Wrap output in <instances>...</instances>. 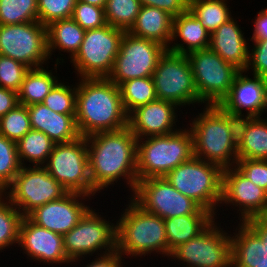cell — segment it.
<instances>
[{"label": "cell", "mask_w": 267, "mask_h": 267, "mask_svg": "<svg viewBox=\"0 0 267 267\" xmlns=\"http://www.w3.org/2000/svg\"><path fill=\"white\" fill-rule=\"evenodd\" d=\"M137 140L128 126L86 137L93 196L121 178L128 184L131 195L134 193L138 183Z\"/></svg>", "instance_id": "1"}, {"label": "cell", "mask_w": 267, "mask_h": 267, "mask_svg": "<svg viewBox=\"0 0 267 267\" xmlns=\"http://www.w3.org/2000/svg\"><path fill=\"white\" fill-rule=\"evenodd\" d=\"M75 119L83 137L127 127L119 86L108 78H79Z\"/></svg>", "instance_id": "2"}, {"label": "cell", "mask_w": 267, "mask_h": 267, "mask_svg": "<svg viewBox=\"0 0 267 267\" xmlns=\"http://www.w3.org/2000/svg\"><path fill=\"white\" fill-rule=\"evenodd\" d=\"M238 122V118L225 113L219 106L204 105L203 111L189 120L194 156L222 169L235 166Z\"/></svg>", "instance_id": "3"}, {"label": "cell", "mask_w": 267, "mask_h": 267, "mask_svg": "<svg viewBox=\"0 0 267 267\" xmlns=\"http://www.w3.org/2000/svg\"><path fill=\"white\" fill-rule=\"evenodd\" d=\"M117 219V251L127 258L153 254L168 259V242L164 219L146 212L131 197ZM130 257H129V256Z\"/></svg>", "instance_id": "4"}, {"label": "cell", "mask_w": 267, "mask_h": 267, "mask_svg": "<svg viewBox=\"0 0 267 267\" xmlns=\"http://www.w3.org/2000/svg\"><path fill=\"white\" fill-rule=\"evenodd\" d=\"M167 135L150 136L137 140L138 181L165 177L171 170L193 156V139L189 128Z\"/></svg>", "instance_id": "5"}, {"label": "cell", "mask_w": 267, "mask_h": 267, "mask_svg": "<svg viewBox=\"0 0 267 267\" xmlns=\"http://www.w3.org/2000/svg\"><path fill=\"white\" fill-rule=\"evenodd\" d=\"M222 174L220 166L193 156L171 170L165 178L176 190L218 219L216 209H219L222 199Z\"/></svg>", "instance_id": "6"}, {"label": "cell", "mask_w": 267, "mask_h": 267, "mask_svg": "<svg viewBox=\"0 0 267 267\" xmlns=\"http://www.w3.org/2000/svg\"><path fill=\"white\" fill-rule=\"evenodd\" d=\"M125 31L109 24L86 30L76 55L69 60L78 78H108ZM77 71V72H76Z\"/></svg>", "instance_id": "7"}, {"label": "cell", "mask_w": 267, "mask_h": 267, "mask_svg": "<svg viewBox=\"0 0 267 267\" xmlns=\"http://www.w3.org/2000/svg\"><path fill=\"white\" fill-rule=\"evenodd\" d=\"M95 211L91 206L79 223L63 235L65 254L75 265L81 260L83 263L87 256L104 255L117 249V224Z\"/></svg>", "instance_id": "8"}, {"label": "cell", "mask_w": 267, "mask_h": 267, "mask_svg": "<svg viewBox=\"0 0 267 267\" xmlns=\"http://www.w3.org/2000/svg\"><path fill=\"white\" fill-rule=\"evenodd\" d=\"M194 76L199 104L218 106L228 95L239 71L210 48L187 54Z\"/></svg>", "instance_id": "9"}, {"label": "cell", "mask_w": 267, "mask_h": 267, "mask_svg": "<svg viewBox=\"0 0 267 267\" xmlns=\"http://www.w3.org/2000/svg\"><path fill=\"white\" fill-rule=\"evenodd\" d=\"M68 191L43 166H22L3 194L27 217L36 208L64 196Z\"/></svg>", "instance_id": "10"}, {"label": "cell", "mask_w": 267, "mask_h": 267, "mask_svg": "<svg viewBox=\"0 0 267 267\" xmlns=\"http://www.w3.org/2000/svg\"><path fill=\"white\" fill-rule=\"evenodd\" d=\"M43 167L68 192L93 196L86 137L81 136L69 143L55 144Z\"/></svg>", "instance_id": "11"}, {"label": "cell", "mask_w": 267, "mask_h": 267, "mask_svg": "<svg viewBox=\"0 0 267 267\" xmlns=\"http://www.w3.org/2000/svg\"><path fill=\"white\" fill-rule=\"evenodd\" d=\"M220 225L214 220L197 237L175 248L168 260H178L182 267H232L231 234Z\"/></svg>", "instance_id": "12"}, {"label": "cell", "mask_w": 267, "mask_h": 267, "mask_svg": "<svg viewBox=\"0 0 267 267\" xmlns=\"http://www.w3.org/2000/svg\"><path fill=\"white\" fill-rule=\"evenodd\" d=\"M157 99L178 107L194 106L199 97L187 55L166 51L152 74Z\"/></svg>", "instance_id": "13"}, {"label": "cell", "mask_w": 267, "mask_h": 267, "mask_svg": "<svg viewBox=\"0 0 267 267\" xmlns=\"http://www.w3.org/2000/svg\"><path fill=\"white\" fill-rule=\"evenodd\" d=\"M0 55L30 69L45 67L49 63L47 26L39 21L0 25Z\"/></svg>", "instance_id": "14"}, {"label": "cell", "mask_w": 267, "mask_h": 267, "mask_svg": "<svg viewBox=\"0 0 267 267\" xmlns=\"http://www.w3.org/2000/svg\"><path fill=\"white\" fill-rule=\"evenodd\" d=\"M129 197L146 212L162 219L191 214H212L176 190L165 177L139 180L134 193Z\"/></svg>", "instance_id": "15"}, {"label": "cell", "mask_w": 267, "mask_h": 267, "mask_svg": "<svg viewBox=\"0 0 267 267\" xmlns=\"http://www.w3.org/2000/svg\"><path fill=\"white\" fill-rule=\"evenodd\" d=\"M167 48L154 40L140 38L125 32L108 79L121 83L143 77H152Z\"/></svg>", "instance_id": "16"}, {"label": "cell", "mask_w": 267, "mask_h": 267, "mask_svg": "<svg viewBox=\"0 0 267 267\" xmlns=\"http://www.w3.org/2000/svg\"><path fill=\"white\" fill-rule=\"evenodd\" d=\"M223 204L226 208L227 206H232L235 210L239 208L237 218L240 222H245L252 217L267 215V191L256 186L235 166L226 168L222 174L220 207Z\"/></svg>", "instance_id": "17"}, {"label": "cell", "mask_w": 267, "mask_h": 267, "mask_svg": "<svg viewBox=\"0 0 267 267\" xmlns=\"http://www.w3.org/2000/svg\"><path fill=\"white\" fill-rule=\"evenodd\" d=\"M245 74L246 70L237 72L228 95L218 106L238 119L263 117L267 112V78Z\"/></svg>", "instance_id": "18"}, {"label": "cell", "mask_w": 267, "mask_h": 267, "mask_svg": "<svg viewBox=\"0 0 267 267\" xmlns=\"http://www.w3.org/2000/svg\"><path fill=\"white\" fill-rule=\"evenodd\" d=\"M233 234L230 236L232 267L267 264V215L239 221Z\"/></svg>", "instance_id": "19"}, {"label": "cell", "mask_w": 267, "mask_h": 267, "mask_svg": "<svg viewBox=\"0 0 267 267\" xmlns=\"http://www.w3.org/2000/svg\"><path fill=\"white\" fill-rule=\"evenodd\" d=\"M90 197L82 193L67 192L61 198L36 208L27 217L40 227L64 235L75 227L90 209V206L86 205V201H91Z\"/></svg>", "instance_id": "20"}, {"label": "cell", "mask_w": 267, "mask_h": 267, "mask_svg": "<svg viewBox=\"0 0 267 267\" xmlns=\"http://www.w3.org/2000/svg\"><path fill=\"white\" fill-rule=\"evenodd\" d=\"M18 247L30 261L44 265L72 264L65 254L63 235L36 225L28 217L21 220Z\"/></svg>", "instance_id": "21"}, {"label": "cell", "mask_w": 267, "mask_h": 267, "mask_svg": "<svg viewBox=\"0 0 267 267\" xmlns=\"http://www.w3.org/2000/svg\"><path fill=\"white\" fill-rule=\"evenodd\" d=\"M177 108L181 109L169 101H151L128 114V128L137 139L171 134L179 130L176 125V122H180Z\"/></svg>", "instance_id": "22"}, {"label": "cell", "mask_w": 267, "mask_h": 267, "mask_svg": "<svg viewBox=\"0 0 267 267\" xmlns=\"http://www.w3.org/2000/svg\"><path fill=\"white\" fill-rule=\"evenodd\" d=\"M235 20L231 18L210 34L209 48L239 71H244L248 64L250 38L245 39L241 26Z\"/></svg>", "instance_id": "23"}, {"label": "cell", "mask_w": 267, "mask_h": 267, "mask_svg": "<svg viewBox=\"0 0 267 267\" xmlns=\"http://www.w3.org/2000/svg\"><path fill=\"white\" fill-rule=\"evenodd\" d=\"M33 130L46 134L55 144L69 143L80 136L75 115L56 113L42 103L27 106Z\"/></svg>", "instance_id": "24"}, {"label": "cell", "mask_w": 267, "mask_h": 267, "mask_svg": "<svg viewBox=\"0 0 267 267\" xmlns=\"http://www.w3.org/2000/svg\"><path fill=\"white\" fill-rule=\"evenodd\" d=\"M178 38L180 43L177 42ZM209 45L210 33L189 10L173 17L172 38L167 51L187 55L192 51L209 48Z\"/></svg>", "instance_id": "25"}, {"label": "cell", "mask_w": 267, "mask_h": 267, "mask_svg": "<svg viewBox=\"0 0 267 267\" xmlns=\"http://www.w3.org/2000/svg\"><path fill=\"white\" fill-rule=\"evenodd\" d=\"M173 16L152 6H141L136 21L128 31L131 35L154 40L168 48L172 38Z\"/></svg>", "instance_id": "26"}, {"label": "cell", "mask_w": 267, "mask_h": 267, "mask_svg": "<svg viewBox=\"0 0 267 267\" xmlns=\"http://www.w3.org/2000/svg\"><path fill=\"white\" fill-rule=\"evenodd\" d=\"M238 159L267 160V118H241L238 122Z\"/></svg>", "instance_id": "27"}, {"label": "cell", "mask_w": 267, "mask_h": 267, "mask_svg": "<svg viewBox=\"0 0 267 267\" xmlns=\"http://www.w3.org/2000/svg\"><path fill=\"white\" fill-rule=\"evenodd\" d=\"M215 219L213 214H191L164 219L168 258L175 248L197 237Z\"/></svg>", "instance_id": "28"}, {"label": "cell", "mask_w": 267, "mask_h": 267, "mask_svg": "<svg viewBox=\"0 0 267 267\" xmlns=\"http://www.w3.org/2000/svg\"><path fill=\"white\" fill-rule=\"evenodd\" d=\"M61 58L62 57H58L57 59H55L56 63L54 65V70H56L54 72L56 73H52V70L48 69V65L46 69L44 67H40L30 69L26 73L24 80L21 84V88L18 92L19 104L29 106L32 104L43 102L44 98L60 81L59 77L53 74H57V65H61V63L65 62L64 59Z\"/></svg>", "instance_id": "29"}, {"label": "cell", "mask_w": 267, "mask_h": 267, "mask_svg": "<svg viewBox=\"0 0 267 267\" xmlns=\"http://www.w3.org/2000/svg\"><path fill=\"white\" fill-rule=\"evenodd\" d=\"M85 30L72 18L56 20L47 26V50L49 59L58 49L69 53L70 60L78 52Z\"/></svg>", "instance_id": "30"}, {"label": "cell", "mask_w": 267, "mask_h": 267, "mask_svg": "<svg viewBox=\"0 0 267 267\" xmlns=\"http://www.w3.org/2000/svg\"><path fill=\"white\" fill-rule=\"evenodd\" d=\"M55 143L43 132L31 129L24 137L16 142L17 154L21 166H26L25 162L31 166H43L47 160Z\"/></svg>", "instance_id": "31"}, {"label": "cell", "mask_w": 267, "mask_h": 267, "mask_svg": "<svg viewBox=\"0 0 267 267\" xmlns=\"http://www.w3.org/2000/svg\"><path fill=\"white\" fill-rule=\"evenodd\" d=\"M228 0H189L188 10L201 21L211 34L222 24L233 18Z\"/></svg>", "instance_id": "32"}, {"label": "cell", "mask_w": 267, "mask_h": 267, "mask_svg": "<svg viewBox=\"0 0 267 267\" xmlns=\"http://www.w3.org/2000/svg\"><path fill=\"white\" fill-rule=\"evenodd\" d=\"M122 104L127 114L157 99L152 77L136 78L119 85Z\"/></svg>", "instance_id": "33"}, {"label": "cell", "mask_w": 267, "mask_h": 267, "mask_svg": "<svg viewBox=\"0 0 267 267\" xmlns=\"http://www.w3.org/2000/svg\"><path fill=\"white\" fill-rule=\"evenodd\" d=\"M23 216L21 212L0 193V253L2 250L19 243V226Z\"/></svg>", "instance_id": "34"}, {"label": "cell", "mask_w": 267, "mask_h": 267, "mask_svg": "<svg viewBox=\"0 0 267 267\" xmlns=\"http://www.w3.org/2000/svg\"><path fill=\"white\" fill-rule=\"evenodd\" d=\"M139 0H107L104 13L106 23L128 32L139 14Z\"/></svg>", "instance_id": "35"}, {"label": "cell", "mask_w": 267, "mask_h": 267, "mask_svg": "<svg viewBox=\"0 0 267 267\" xmlns=\"http://www.w3.org/2000/svg\"><path fill=\"white\" fill-rule=\"evenodd\" d=\"M38 21V0H0V25Z\"/></svg>", "instance_id": "36"}, {"label": "cell", "mask_w": 267, "mask_h": 267, "mask_svg": "<svg viewBox=\"0 0 267 267\" xmlns=\"http://www.w3.org/2000/svg\"><path fill=\"white\" fill-rule=\"evenodd\" d=\"M69 86L61 80L44 98L42 104L56 113L76 115L77 82Z\"/></svg>", "instance_id": "37"}, {"label": "cell", "mask_w": 267, "mask_h": 267, "mask_svg": "<svg viewBox=\"0 0 267 267\" xmlns=\"http://www.w3.org/2000/svg\"><path fill=\"white\" fill-rule=\"evenodd\" d=\"M31 129L26 105L19 104L0 118V134L14 142L24 137Z\"/></svg>", "instance_id": "38"}, {"label": "cell", "mask_w": 267, "mask_h": 267, "mask_svg": "<svg viewBox=\"0 0 267 267\" xmlns=\"http://www.w3.org/2000/svg\"><path fill=\"white\" fill-rule=\"evenodd\" d=\"M21 167L16 142L0 134V193L13 182Z\"/></svg>", "instance_id": "39"}, {"label": "cell", "mask_w": 267, "mask_h": 267, "mask_svg": "<svg viewBox=\"0 0 267 267\" xmlns=\"http://www.w3.org/2000/svg\"><path fill=\"white\" fill-rule=\"evenodd\" d=\"M78 0H38V21L48 26L51 22L69 19Z\"/></svg>", "instance_id": "40"}, {"label": "cell", "mask_w": 267, "mask_h": 267, "mask_svg": "<svg viewBox=\"0 0 267 267\" xmlns=\"http://www.w3.org/2000/svg\"><path fill=\"white\" fill-rule=\"evenodd\" d=\"M29 70L25 64L0 55V87L18 93Z\"/></svg>", "instance_id": "41"}, {"label": "cell", "mask_w": 267, "mask_h": 267, "mask_svg": "<svg viewBox=\"0 0 267 267\" xmlns=\"http://www.w3.org/2000/svg\"><path fill=\"white\" fill-rule=\"evenodd\" d=\"M71 18L85 31L106 25L104 8L77 1Z\"/></svg>", "instance_id": "42"}, {"label": "cell", "mask_w": 267, "mask_h": 267, "mask_svg": "<svg viewBox=\"0 0 267 267\" xmlns=\"http://www.w3.org/2000/svg\"><path fill=\"white\" fill-rule=\"evenodd\" d=\"M235 167L256 186L267 191V160L238 159Z\"/></svg>", "instance_id": "43"}, {"label": "cell", "mask_w": 267, "mask_h": 267, "mask_svg": "<svg viewBox=\"0 0 267 267\" xmlns=\"http://www.w3.org/2000/svg\"><path fill=\"white\" fill-rule=\"evenodd\" d=\"M252 45L249 46L248 64L246 71L251 74L267 78V45L258 39H250ZM252 48V49H251Z\"/></svg>", "instance_id": "44"}, {"label": "cell", "mask_w": 267, "mask_h": 267, "mask_svg": "<svg viewBox=\"0 0 267 267\" xmlns=\"http://www.w3.org/2000/svg\"><path fill=\"white\" fill-rule=\"evenodd\" d=\"M141 6H152L168 12L173 17L188 11L189 0H139Z\"/></svg>", "instance_id": "45"}, {"label": "cell", "mask_w": 267, "mask_h": 267, "mask_svg": "<svg viewBox=\"0 0 267 267\" xmlns=\"http://www.w3.org/2000/svg\"><path fill=\"white\" fill-rule=\"evenodd\" d=\"M96 258H93L92 262L90 261L87 265L84 267H125V259L126 257L122 256L120 252L117 250L104 254V255H99L95 256ZM125 258V259H124Z\"/></svg>", "instance_id": "46"}, {"label": "cell", "mask_w": 267, "mask_h": 267, "mask_svg": "<svg viewBox=\"0 0 267 267\" xmlns=\"http://www.w3.org/2000/svg\"><path fill=\"white\" fill-rule=\"evenodd\" d=\"M257 17L252 22L254 23L253 35L250 39L262 40L267 45V8L260 10Z\"/></svg>", "instance_id": "47"}, {"label": "cell", "mask_w": 267, "mask_h": 267, "mask_svg": "<svg viewBox=\"0 0 267 267\" xmlns=\"http://www.w3.org/2000/svg\"><path fill=\"white\" fill-rule=\"evenodd\" d=\"M19 105L18 93L0 87V118Z\"/></svg>", "instance_id": "48"}, {"label": "cell", "mask_w": 267, "mask_h": 267, "mask_svg": "<svg viewBox=\"0 0 267 267\" xmlns=\"http://www.w3.org/2000/svg\"><path fill=\"white\" fill-rule=\"evenodd\" d=\"M78 1H82L84 3H88L93 6H99L104 8L107 0H78Z\"/></svg>", "instance_id": "49"}, {"label": "cell", "mask_w": 267, "mask_h": 267, "mask_svg": "<svg viewBox=\"0 0 267 267\" xmlns=\"http://www.w3.org/2000/svg\"><path fill=\"white\" fill-rule=\"evenodd\" d=\"M256 267H267V264H257Z\"/></svg>", "instance_id": "50"}]
</instances>
